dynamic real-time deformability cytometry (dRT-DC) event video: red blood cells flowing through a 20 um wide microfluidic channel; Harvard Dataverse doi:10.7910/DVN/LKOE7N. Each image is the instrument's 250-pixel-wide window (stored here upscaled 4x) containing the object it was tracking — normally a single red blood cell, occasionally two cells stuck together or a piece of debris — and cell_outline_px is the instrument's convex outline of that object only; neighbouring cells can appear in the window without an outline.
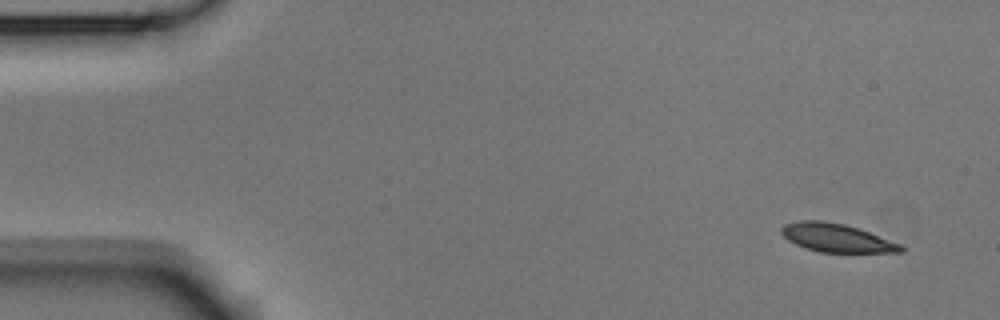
{"species": "Egyptian fruit bat (a non-hibernating species)", "species_latin": "Rousettus aegyptiacus", "temperature_condition": "room temperature", "stored_images_in_passage": 4, "camera_frame_rate_fps": 3000, "um_per_image_px": 0.085, "animal": {"sex": "male"}, "frame": {"image": 1, "passage_image": 1, "time_ms": 0.0, "image_size_px": [1000, 320], "cell_outline_px": [[904, 252], [820, 252], [804, 248], [788, 240], [780, 232], [780, 228], [784, 224], [800, 220], [824, 220], [844, 224], [860, 228], [900, 244], [904, 248]], "centroid_in_image_um": [71.08, 20.2], "position_along_channel_um": 13.9, "area_um2": 19.83}}
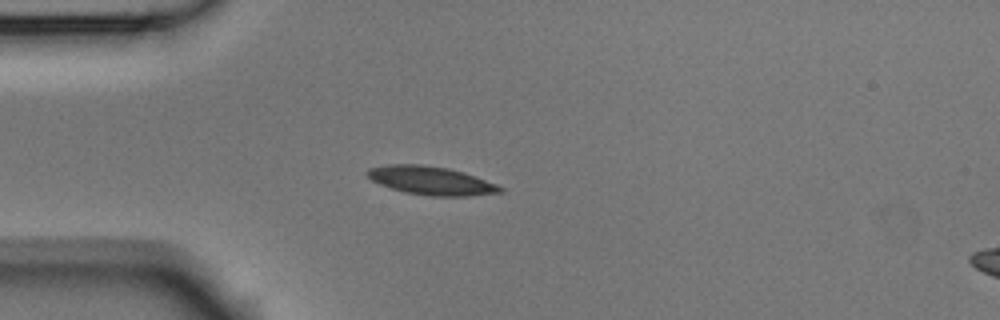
{"frame": {"image": 2, "passage_image": 4, "time_ms": 1.0, "image_size_px": [1000, 320], "cell_outline_px": [[504, 192], [468, 196], [428, 196], [404, 192], [380, 184], [372, 180], [364, 172], [368, 168], [388, 164], [420, 164], [448, 168], [464, 172], [496, 184], [504, 188]], "centroid_in_image_um": [36.63, 15.35], "position_along_channel_um": 48.4, "area_um2": 22.08}}